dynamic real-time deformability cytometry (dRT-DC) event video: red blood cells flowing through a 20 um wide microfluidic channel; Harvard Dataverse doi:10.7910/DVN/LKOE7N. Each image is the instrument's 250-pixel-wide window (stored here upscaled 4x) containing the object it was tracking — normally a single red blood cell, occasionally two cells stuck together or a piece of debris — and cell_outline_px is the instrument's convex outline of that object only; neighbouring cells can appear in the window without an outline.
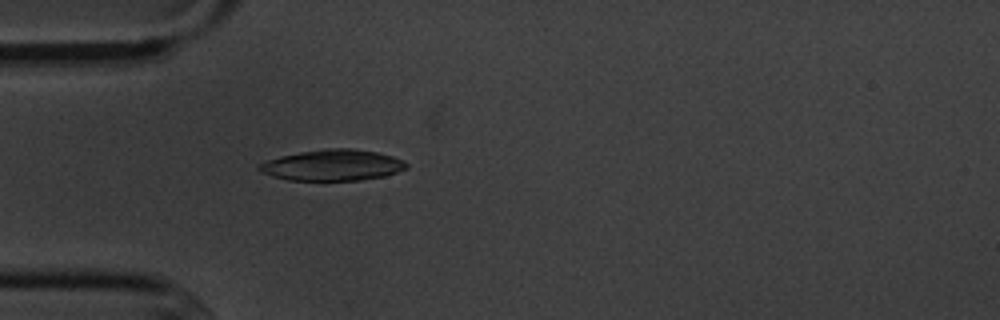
{"species": "common noctule bat (a hibernating species)", "species_latin": "Nyctalus noctula", "temperature_condition": "cold", "stored_images_in_passage": 1, "camera_frame_rate_fps": 3000, "um_per_image_px": 0.085, "animal": {"sex": "male", "body_mass_g": 20.1, "forearm_length_mm": 53.5}, "frame": {"image": 1, "passage_image": 1, "time_ms": 0.0, "image_size_px": [1000, 320], "cell_outline_px": [[408, 168], [384, 176], [360, 180], [288, 180], [272, 176], [260, 172], [256, 168], [256, 164], [280, 156], [300, 152], [328, 148], [352, 148], [376, 152], [392, 156], [404, 160], [408, 164]], "centroid_in_image_um": [28.24, 14.04], "position_along_channel_um": 56.8, "area_um2": 26.7}}